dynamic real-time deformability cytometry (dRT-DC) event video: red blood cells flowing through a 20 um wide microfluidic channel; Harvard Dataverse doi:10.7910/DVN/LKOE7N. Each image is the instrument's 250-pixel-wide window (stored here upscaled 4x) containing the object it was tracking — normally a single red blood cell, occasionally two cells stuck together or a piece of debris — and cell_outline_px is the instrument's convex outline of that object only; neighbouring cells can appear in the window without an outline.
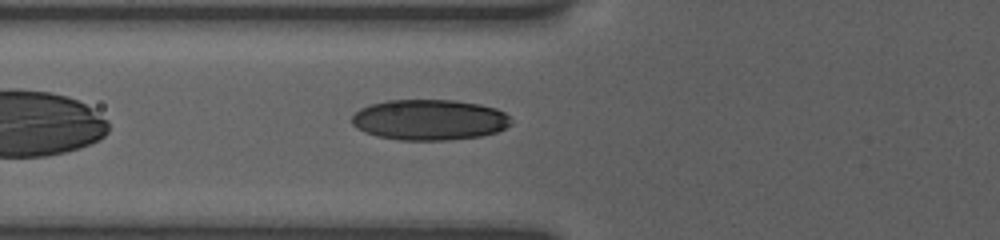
{"species": "human", "species_latin": "Homo sapiens", "temperature_condition": "room temperature", "stored_images_in_passage": 12, "camera_frame_rate_fps": 3000, "um_per_image_px": 0.085, "donor": {"sex": "female"}, "frame": {"image": 1, "passage_image": 9, "time_ms": 6.667, "image_size_px": [1000, 240], "cell_outline_px": [[512, 124], [496, 132], [480, 136], [448, 140], [400, 140], [376, 136], [364, 132], [356, 128], [352, 124], [352, 116], [360, 108], [368, 104], [388, 100], [456, 100], [480, 104], [496, 108], [504, 112], [508, 116]], "centroid_in_image_um": [36.47, 10.18], "position_along_channel_um": 89.3, "area_um2": 37.92}}
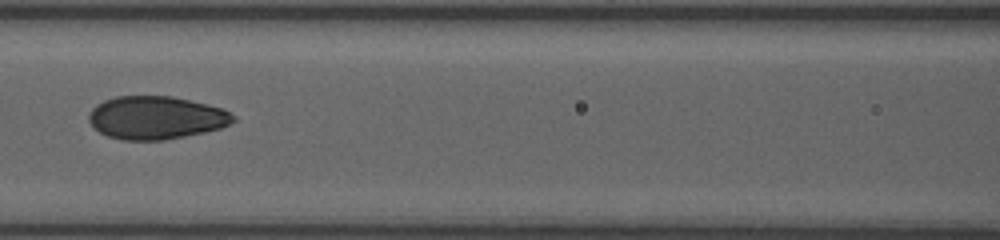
{"frame": {"image": 2, "passage_image": 11, "time_ms": 8.333, "image_size_px": [1000, 240], "cell_outline_px": [[236, 120], [220, 128], [204, 132], [164, 140], [120, 140], [108, 136], [92, 128], [88, 120], [88, 112], [96, 104], [104, 100], [116, 96], [172, 96], [208, 104], [224, 108], [236, 116]], "centroid_in_image_um": [13.24, 10.0], "position_along_channel_um": 153.4, "area_um2": 36.53}}